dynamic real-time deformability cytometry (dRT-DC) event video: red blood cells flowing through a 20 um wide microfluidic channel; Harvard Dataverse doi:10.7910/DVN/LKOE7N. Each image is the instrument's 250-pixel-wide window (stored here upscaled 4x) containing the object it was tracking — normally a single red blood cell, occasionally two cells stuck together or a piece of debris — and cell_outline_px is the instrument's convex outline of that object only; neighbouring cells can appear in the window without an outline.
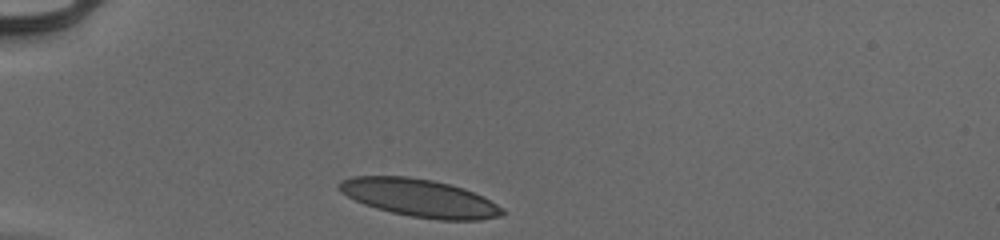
{"species": "human", "species_latin": "Homo sapiens", "temperature_condition": "cold", "stored_images_in_passage": 31, "camera_frame_rate_fps": 3000, "um_per_image_px": 0.085, "donor": {"sex": "male"}, "frame": {"image": 1, "passage_image": 1, "time_ms": 0.0, "image_size_px": [1000, 240], "cell_outline_px": [[504, 212], [500, 216], [480, 220], [440, 220], [412, 216], [392, 212], [376, 208], [364, 204], [340, 192], [340, 180], [352, 176], [408, 176], [432, 180], [452, 184], [464, 188], [504, 208]], "centroid_in_image_um": [35.66, 16.82], "position_along_channel_um": 49.3, "area_um2": 35.6}}
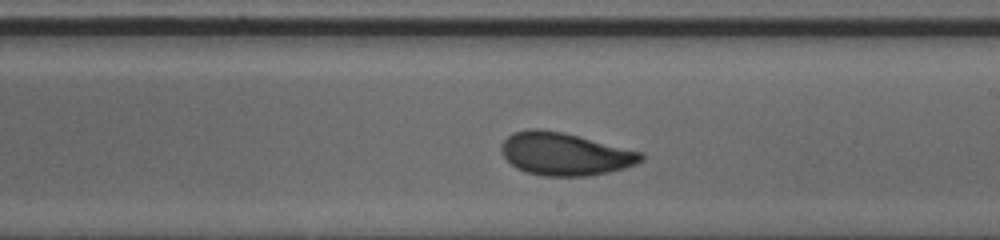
{"frame": {"image": 2, "passage_image": 18, "time_ms": 5.667, "image_size_px": [1000, 240], "cell_outline_px": [[644, 160], [636, 164], [624, 168], [608, 172], [588, 176], [544, 176], [528, 172], [516, 168], [504, 156], [500, 148], [504, 140], [512, 132], [528, 128], [536, 128], [564, 132], [644, 152]], "centroid_in_image_um": [48.04, 13.07], "position_along_channel_um": 241.0, "area_um2": 34.97}}
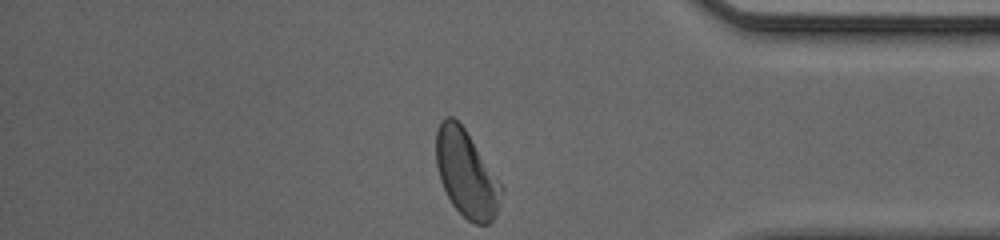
{"frame": {"image": 3, "passage_image": 31, "time_ms": 10.0, "image_size_px": [1000, 240], "cell_outline_px": [[504, 192], [496, 216], [488, 224], [476, 224], [468, 220], [452, 204], [440, 180], [436, 164], [436, 132], [440, 120], [444, 116], [452, 116], [464, 128], [504, 188]], "centroid_in_image_um": [39.64, 14.77], "position_along_channel_um": 395.6, "area_um2": 32.89}, "authors_computed_cell_mechanics": {"area_um2": 34.3332, "velocity_mm_per_s": 3.9403, "shape_relaxation_time_tau1_ms": 3.6843, "shape_relaxation_time_tau2_ms": 1.2228, "deformation_change_tau1": 0.1438, "deformation_change_tau2": 0.0724}}